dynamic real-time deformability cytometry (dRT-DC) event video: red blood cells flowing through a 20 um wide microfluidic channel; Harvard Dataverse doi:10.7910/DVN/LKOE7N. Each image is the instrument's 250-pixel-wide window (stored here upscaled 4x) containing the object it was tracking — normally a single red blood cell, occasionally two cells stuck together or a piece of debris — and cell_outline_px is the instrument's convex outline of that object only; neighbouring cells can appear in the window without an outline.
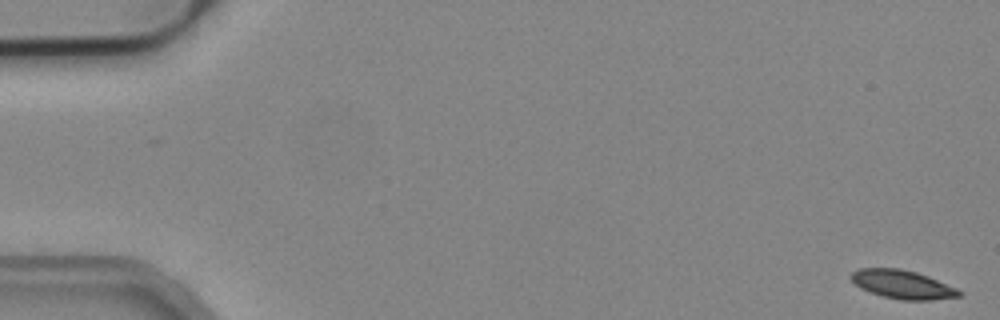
{"species": "common noctule bat (a hibernating species)", "species_latin": "Nyctalus noctula", "temperature_condition": "cold", "stored_images_in_passage": 53, "camera_frame_rate_fps": 3000, "um_per_image_px": 0.085, "animal": {"sex": "male", "body_mass_g": 19.2, "forearm_length_mm": 51.8}, "frame": {"image": 1, "passage_image": 1, "time_ms": 0.0, "image_size_px": [1000, 320], "cell_outline_px": [[964, 292], [960, 296], [932, 300], [900, 300], [884, 296], [860, 288], [852, 280], [852, 272], [860, 268], [900, 268], [916, 272], [928, 276], [956, 288]], "centroid_in_image_um": [76.74, 24.18], "position_along_channel_um": 8.3, "area_um2": 17.8}}
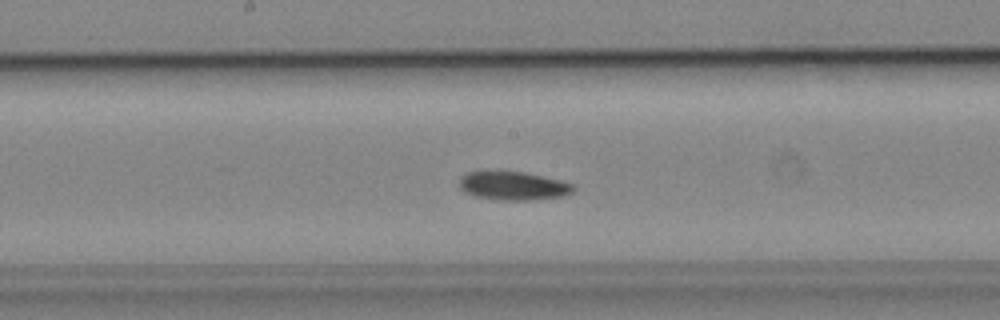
{"frame": {"image": 2, "passage_image": 28, "time_ms": 9.0, "image_size_px": [1000, 320], "cell_outline_px": [[576, 188], [572, 192], [564, 196], [532, 200], [500, 200], [476, 196], [464, 192], [460, 188], [460, 176], [468, 172], [524, 172], [544, 176], [560, 180], [572, 184]], "centroid_in_image_um": [43.65, 15.8], "position_along_channel_um": 204.6, "area_um2": 18.84}}
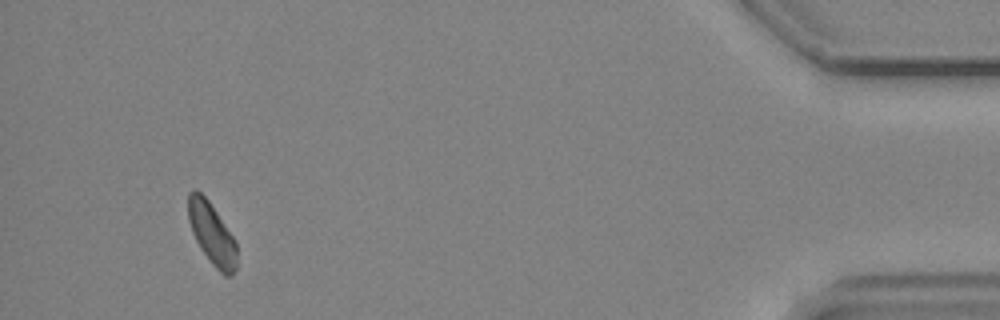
{"frame": {"image": 3, "passage_image": 50, "time_ms": 16.333, "image_size_px": [1000, 320], "cell_outline_px": [[236, 268], [232, 276], [224, 276], [212, 264], [200, 248], [192, 232], [188, 220], [188, 192], [192, 188], [196, 188], [208, 200], [232, 236], [236, 244]], "centroid_in_image_um": [17.98, 19.85], "position_along_channel_um": 417.2, "area_um2": 17.34}}